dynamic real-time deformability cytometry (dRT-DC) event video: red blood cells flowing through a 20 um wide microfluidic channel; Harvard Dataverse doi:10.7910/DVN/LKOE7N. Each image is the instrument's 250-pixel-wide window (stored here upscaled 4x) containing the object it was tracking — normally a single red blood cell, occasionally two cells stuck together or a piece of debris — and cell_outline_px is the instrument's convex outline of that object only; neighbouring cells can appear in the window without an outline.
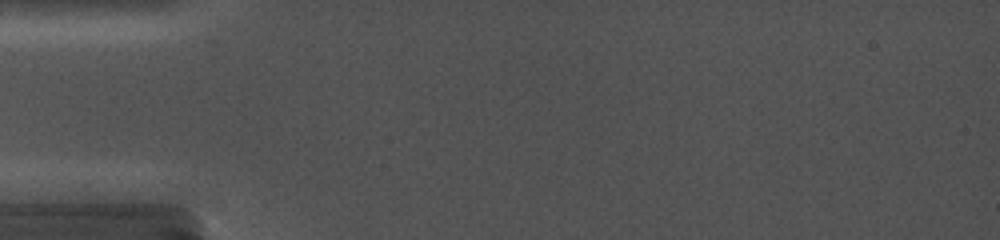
{"species": "common noctule bat (a hibernating species)", "species_latin": "Nyctalus noctula", "temperature_condition": "cold", "stored_images_in_passage": 5, "camera_frame_rate_fps": 5000, "um_per_image_px": 0.085, "animal": {"sex": "female", "body_mass_g": 19.0, "forearm_length_mm": 56.7}, "frame": {"image": 1, "passage_image": 2, "time_ms": 0.4, "image_size_px": [1000, 240], "cell_outline_px": [[984, 108], [940, 108], [848, 104], [840, 100], [884, 92], [900, 92], [952, 96], [980, 100]], "centroid_in_image_um": [77.76, 8.56], "position_along_channel_um": 7.2, "area_um2": 11.39}}